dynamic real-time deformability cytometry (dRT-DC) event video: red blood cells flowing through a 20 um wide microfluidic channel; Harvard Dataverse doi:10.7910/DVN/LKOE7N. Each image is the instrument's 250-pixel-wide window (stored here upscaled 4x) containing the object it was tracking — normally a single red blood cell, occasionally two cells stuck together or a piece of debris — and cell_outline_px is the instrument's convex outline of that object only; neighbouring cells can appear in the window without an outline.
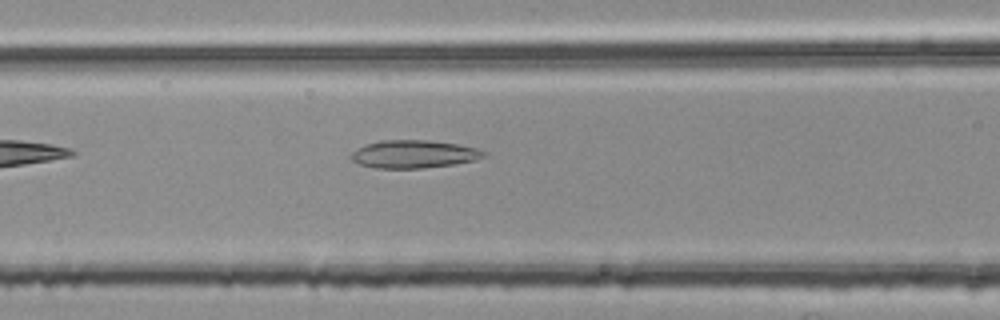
{"species": "common noctule bat (a hibernating species)", "species_latin": "Nyctalus noctula", "temperature_condition": "room temperature", "stored_images_in_passage": 6, "camera_frame_rate_fps": 3000, "um_per_image_px": 0.085, "animal": {"sex": "female", "body_mass_g": 25.1}, "frame": {"image": 1, "passage_image": 6, "time_ms": 1.667, "image_size_px": [1000, 320], "cell_outline_px": [[488, 152], [484, 156], [476, 160], [452, 164], [424, 168], [376, 168], [360, 164], [352, 160], [352, 152], [356, 148], [364, 144], [380, 140], [428, 140], [456, 144], [476, 148]], "centroid_in_image_um": [35.16, 13.09], "position_along_channel_um": 131.4, "area_um2": 21.5}}